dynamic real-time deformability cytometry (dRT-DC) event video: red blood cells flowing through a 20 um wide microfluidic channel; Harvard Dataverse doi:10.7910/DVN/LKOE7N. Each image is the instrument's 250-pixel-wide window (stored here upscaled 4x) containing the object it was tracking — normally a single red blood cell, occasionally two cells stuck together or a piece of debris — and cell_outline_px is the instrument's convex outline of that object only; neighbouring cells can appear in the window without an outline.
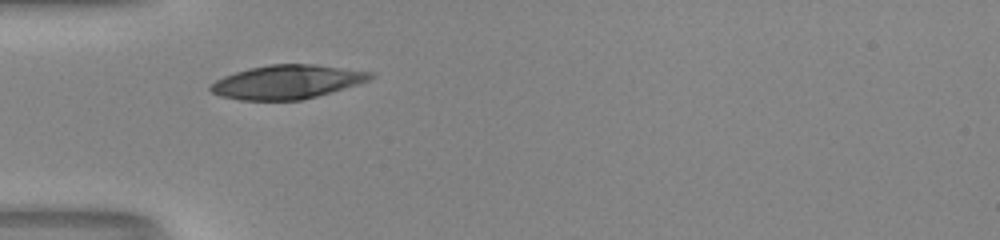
{"species": "human", "species_latin": "Homo sapiens", "temperature_condition": "room temperature", "stored_images_in_passage": 26, "camera_frame_rate_fps": 3000, "um_per_image_px": 0.085, "donor": {"sex": "male"}, "frame": {"image": 1, "passage_image": 1, "time_ms": 0.0, "image_size_px": [1000, 240], "cell_outline_px": [[376, 76], [368, 80], [344, 88], [316, 96], [300, 100], [240, 100], [220, 96], [212, 92], [208, 88], [216, 80], [224, 76], [248, 68], [268, 64], [312, 64], [376, 72]], "centroid_in_image_um": [24.4, 6.95], "position_along_channel_um": 60.6, "area_um2": 31.39}}
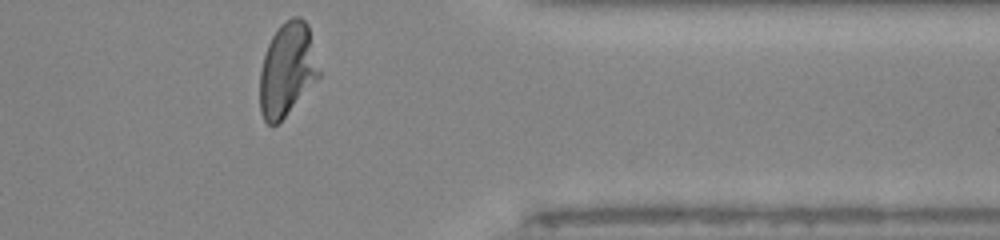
{"frame": {"image": 2, "passage_image": 26, "time_ms": 8.333, "image_size_px": [1000, 240], "cell_outline_px": [[320, 76], [284, 116], [272, 128], [264, 120], [260, 112], [260, 72], [264, 56], [268, 44], [272, 36], [280, 24], [284, 20], [292, 16], [300, 16], [308, 24], [320, 72]], "centroid_in_image_um": [24.4, 5.88], "position_along_channel_um": 387.0, "area_um2": 31.96}, "authors_computed_cell_mechanics": {"area_um2": 32.3391, "velocity_mm_per_s": 4.1295, "shape_relaxation_time_tau1_ms": 3.0375, "shape_relaxation_time_tau2_ms": null, "deformation_change_tau1": 0.2011, "deformation_change_tau2": null}}